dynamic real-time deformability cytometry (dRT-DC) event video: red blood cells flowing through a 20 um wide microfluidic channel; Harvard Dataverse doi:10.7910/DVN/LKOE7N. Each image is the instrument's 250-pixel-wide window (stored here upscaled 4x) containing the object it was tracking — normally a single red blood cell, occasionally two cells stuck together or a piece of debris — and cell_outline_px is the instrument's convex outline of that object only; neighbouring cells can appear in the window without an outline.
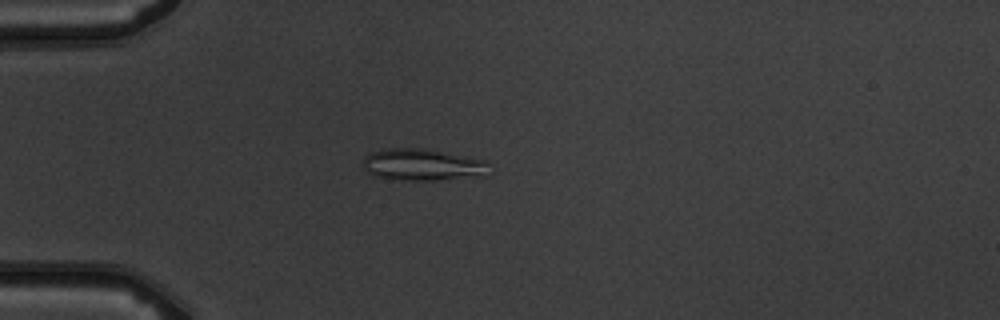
{"species": "common noctule bat (a hibernating species)", "species_latin": "Nyctalus noctula", "temperature_condition": "warm", "stored_images_in_passage": 4, "camera_frame_rate_fps": 3000, "um_per_image_px": 0.085, "animal": {"sex": "male", "body_mass_g": 19.5, "forearm_length_mm": 54.6}, "frame": {"image": 1, "passage_image": 4, "time_ms": 4.333, "image_size_px": [1000, 320], "cell_outline_px": [[488, 176], [436, 180], [408, 180], [372, 176], [364, 168], [360, 160], [368, 152], [388, 148], [420, 148], [488, 160]], "centroid_in_image_um": [35.9, 14.0], "position_along_channel_um": 49.1, "area_um2": 23.7}}